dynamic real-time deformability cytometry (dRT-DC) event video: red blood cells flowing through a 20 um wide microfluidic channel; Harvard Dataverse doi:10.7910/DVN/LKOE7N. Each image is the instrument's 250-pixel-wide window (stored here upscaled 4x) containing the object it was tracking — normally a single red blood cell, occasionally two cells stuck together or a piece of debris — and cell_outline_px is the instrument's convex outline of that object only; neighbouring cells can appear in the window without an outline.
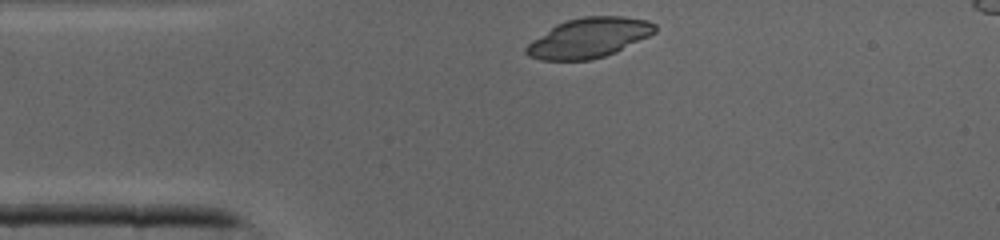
{"species": "common noctule bat (a hibernating species)", "species_latin": "Nyctalus noctula", "temperature_condition": "cold", "stored_images_in_passage": 27, "camera_frame_rate_fps": 3000, "um_per_image_px": 0.085, "animal": {"sex": "male", "body_mass_g": 19.0, "forearm_length_mm": 50.8}, "frame": {"image": 1, "passage_image": 1, "time_ms": 0.0, "image_size_px": [1000, 240], "cell_outline_px": [[656, 32], [616, 52], [592, 60], [540, 60], [528, 56], [524, 52], [524, 48], [532, 40], [556, 24], [568, 20], [584, 16], [620, 16], [648, 20], [656, 24]], "centroid_in_image_um": [50.04, 3.22], "position_along_channel_um": 35.0, "area_um2": 29.82}}
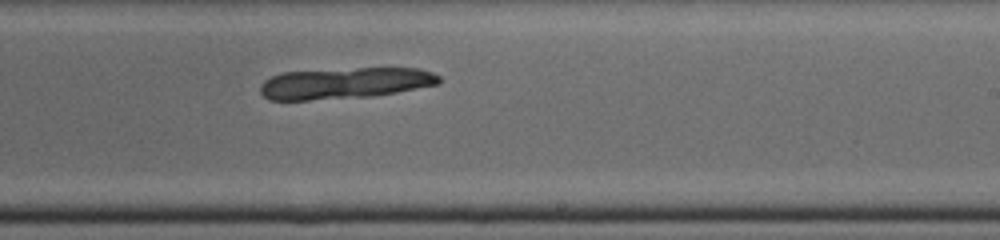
{"frame": {"image": 2, "passage_image": 17, "time_ms": 5.333, "image_size_px": [1000, 240], "cell_outline_px": [[440, 84], [396, 92], [372, 96], [308, 100], [268, 100], [260, 92], [260, 84], [264, 80], [272, 76], [284, 72], [356, 68], [420, 68], [432, 72], [440, 76]], "centroid_in_image_um": [29.32, 7.07], "position_along_channel_um": 259.7, "area_um2": 32.54}}